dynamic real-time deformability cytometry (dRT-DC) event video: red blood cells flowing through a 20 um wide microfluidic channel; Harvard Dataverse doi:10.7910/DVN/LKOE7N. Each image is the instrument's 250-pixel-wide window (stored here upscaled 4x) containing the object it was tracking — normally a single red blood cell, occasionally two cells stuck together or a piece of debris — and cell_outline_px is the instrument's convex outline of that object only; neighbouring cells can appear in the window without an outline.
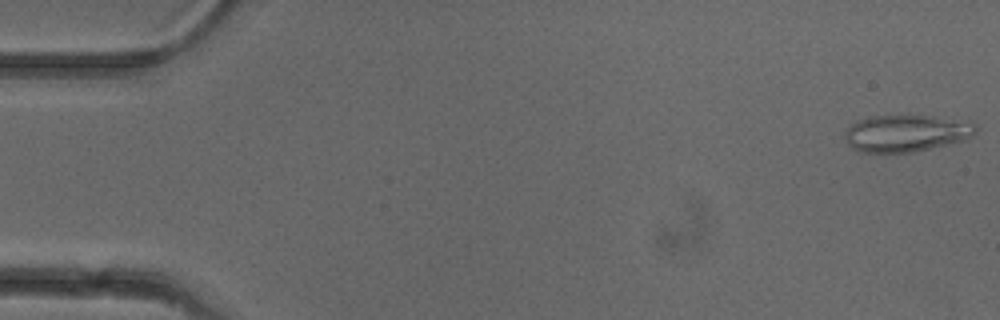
{"species": "common noctule bat (a hibernating species)", "species_latin": "Nyctalus noctula", "temperature_condition": "cold", "stored_images_in_passage": 51, "camera_frame_rate_fps": 3000, "um_per_image_px": 0.085, "animal": {"sex": "female"}, "frame": {"image": 1, "passage_image": 1, "time_ms": 0.0, "image_size_px": [1000, 320], "cell_outline_px": [[976, 132], [968, 140], [912, 152], [860, 152], [852, 148], [848, 144], [844, 136], [844, 132], [856, 120], [868, 116], [908, 112], [972, 120], [976, 124]], "centroid_in_image_um": [77.09, 11.25], "position_along_channel_um": 7.9, "area_um2": 29.71}}
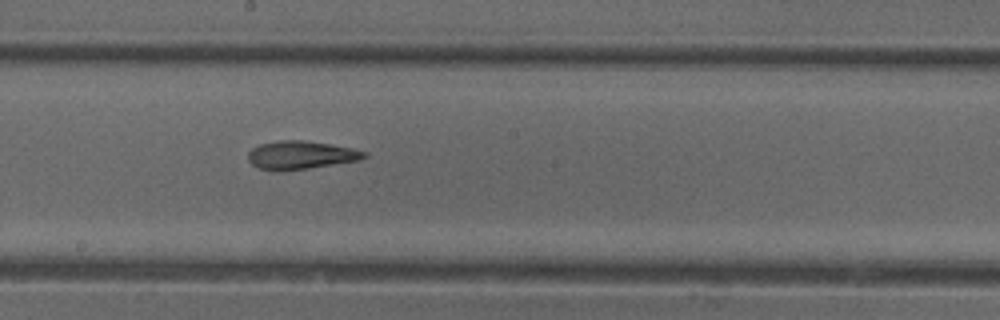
{"frame": {"image": 2, "passage_image": 28, "time_ms": 9.0, "image_size_px": [1000, 320], "cell_outline_px": [[368, 156], [360, 160], [308, 168], [280, 172], [260, 168], [252, 164], [248, 160], [248, 152], [252, 148], [260, 144], [280, 140], [304, 140], [352, 148], [368, 152]], "centroid_in_image_um": [25.56, 13.18], "position_along_channel_um": 222.6, "area_um2": 19.13}}
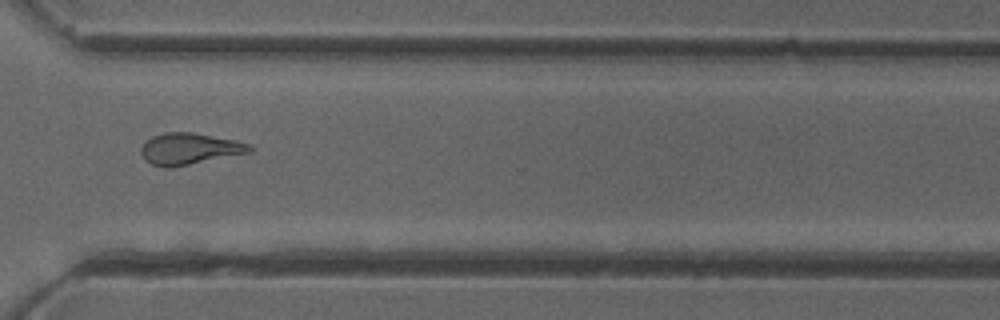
{"frame": {"image": 3, "passage_image": 38, "time_ms": 12.333, "image_size_px": [1000, 320], "cell_outline_px": [[252, 152], [168, 168], [164, 168], [152, 164], [144, 160], [140, 152], [140, 148], [152, 136], [164, 132], [192, 132], [236, 140], [252, 144]], "centroid_in_image_um": [16.1, 12.64], "position_along_channel_um": 354.5, "area_um2": 19.94}, "authors_computed_cell_mechanics": {"area_um2": 19.9988, "velocity_mm_per_s": 3.9658, "shape_relaxation_time_tau1_ms": 11.1742, "shape_relaxation_time_tau2_ms": 2.4239, "deformation_change_tau1": 0.2495, "deformation_change_tau2": 0.1145}}